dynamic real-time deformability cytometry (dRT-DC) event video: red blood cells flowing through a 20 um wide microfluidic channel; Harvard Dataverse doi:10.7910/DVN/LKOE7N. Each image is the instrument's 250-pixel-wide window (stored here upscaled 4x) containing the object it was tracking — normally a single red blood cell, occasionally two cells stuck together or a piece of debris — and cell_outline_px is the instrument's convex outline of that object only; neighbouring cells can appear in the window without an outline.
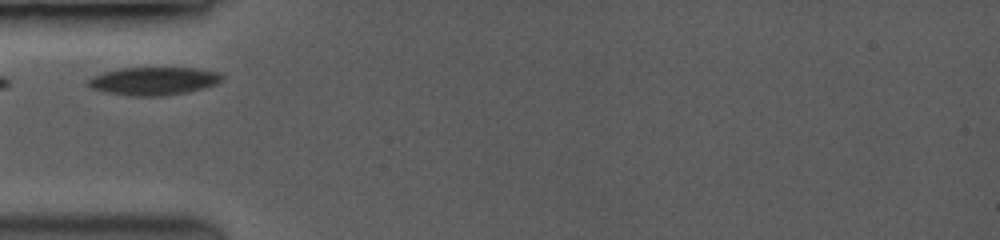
{"species": "common noctule bat (a hibernating species)", "species_latin": "Nyctalus noctula", "temperature_condition": "room temperature", "stored_images_in_passage": 15, "camera_frame_rate_fps": 3500, "um_per_image_px": 0.085, "animal": {"sex": "female", "body_mass_g": 19.0, "forearm_length_mm": 53.3}, "frame": {"image": 1, "passage_image": 1, "time_ms": 0.0, "image_size_px": [1000, 240], "cell_outline_px": [[224, 76], [216, 84], [184, 92], [152, 96], [136, 96], [108, 92], [92, 88], [88, 84], [88, 80], [92, 76], [104, 72], [120, 68], [196, 68], [220, 72]], "centroid_in_image_um": [13.06, 6.86], "position_along_channel_um": 71.9, "area_um2": 21.33}}
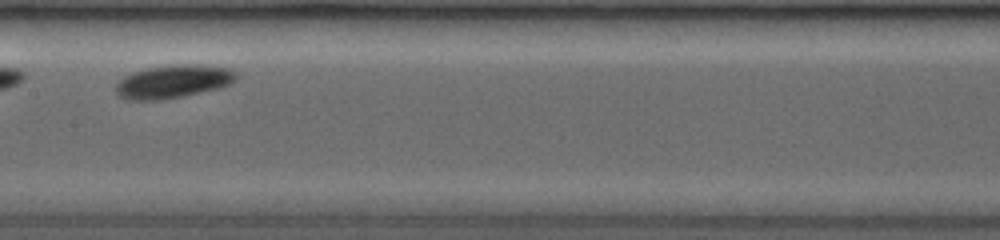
{"frame": {"image": 2, "passage_image": 14, "time_ms": 3.143, "image_size_px": [1000, 240], "cell_outline_px": [[236, 80], [228, 84], [216, 88], [176, 96], [152, 100], [136, 100], [120, 96], [116, 92], [116, 84], [124, 76], [132, 72], [148, 68], [172, 64], [200, 64], [232, 68], [236, 72]], "centroid_in_image_um": [14.73, 6.88], "position_along_channel_um": 192.7, "area_um2": 22.72}}